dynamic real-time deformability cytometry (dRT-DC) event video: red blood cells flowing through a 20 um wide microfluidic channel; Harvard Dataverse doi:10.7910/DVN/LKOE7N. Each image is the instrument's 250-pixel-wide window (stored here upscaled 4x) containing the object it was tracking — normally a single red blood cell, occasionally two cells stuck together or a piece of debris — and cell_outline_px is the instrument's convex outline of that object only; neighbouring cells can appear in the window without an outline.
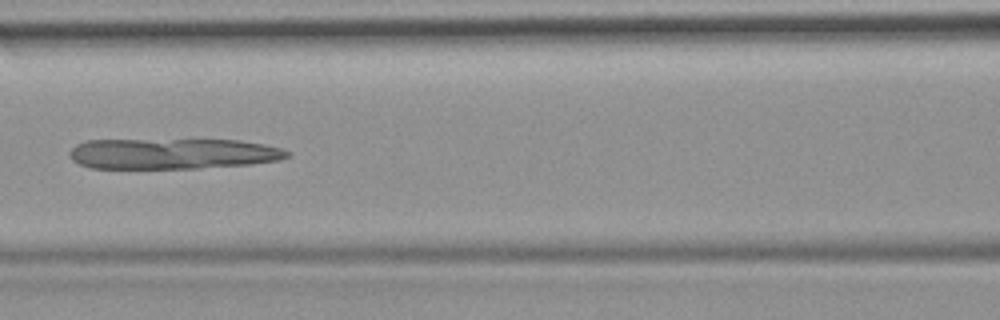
{"species": "common noctule bat (a hibernating species)", "species_latin": "Nyctalus noctula", "temperature_condition": "room temperature", "stored_images_in_passage": 49, "camera_frame_rate_fps": 3000, "um_per_image_px": 0.085, "animal": {"sex": "female", "body_mass_g": 19.9}, "frame": {"image": 1, "passage_image": 21, "time_ms": 6.667, "image_size_px": [1000, 320], "cell_outline_px": [[288, 156], [280, 160], [252, 164], [200, 168], [92, 168], [80, 164], [72, 160], [68, 156], [68, 152], [76, 144], [88, 140], [240, 140], [264, 144], [280, 148], [288, 152]], "centroid_in_image_um": [14.65, 13.06], "position_along_channel_um": 151.9, "area_um2": 38.9}}